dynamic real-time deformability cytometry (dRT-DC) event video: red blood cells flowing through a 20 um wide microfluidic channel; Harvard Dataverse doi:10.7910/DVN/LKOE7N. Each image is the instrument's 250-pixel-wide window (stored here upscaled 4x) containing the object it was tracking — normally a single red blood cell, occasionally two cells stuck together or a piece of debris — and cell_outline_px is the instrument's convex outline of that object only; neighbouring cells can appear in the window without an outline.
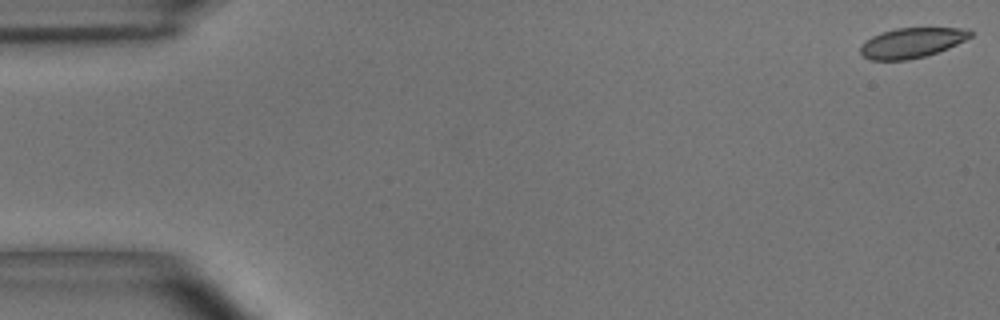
{"species": "common noctule bat (a hibernating species)", "species_latin": "Nyctalus noctula", "temperature_condition": "room temperature", "stored_images_in_passage": 41, "camera_frame_rate_fps": 3000, "um_per_image_px": 0.085, "animal": {"sex": "male", "body_mass_g": 15.6}, "frame": {"image": 1, "passage_image": 1, "time_ms": 0.0, "image_size_px": [1000, 320], "cell_outline_px": [[972, 36], [948, 48], [924, 56], [908, 60], [868, 60], [860, 52], [860, 44], [872, 36], [880, 32], [896, 28], [968, 28], [972, 32]], "centroid_in_image_um": [77.46, 3.63], "position_along_channel_um": 7.5, "area_um2": 19.25}}
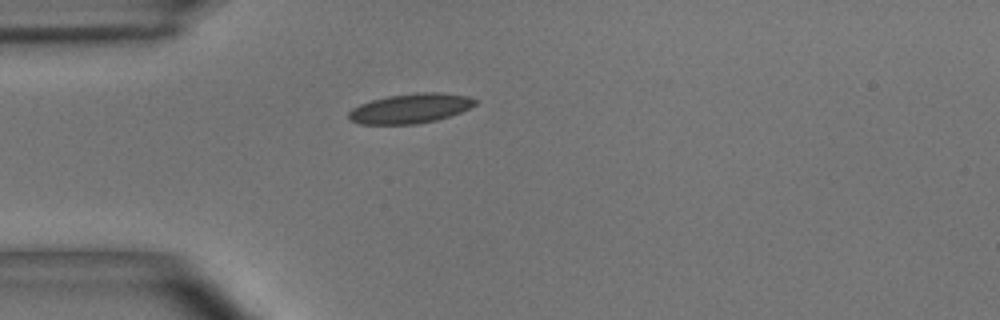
{"frame": {"image": 2, "passage_image": 15, "time_ms": 4.667, "image_size_px": [1000, 320], "cell_outline_px": [[480, 100], [476, 104], [460, 112], [436, 120], [416, 124], [360, 124], [348, 120], [348, 112], [352, 108], [360, 104], [372, 100], [388, 96], [416, 92], [440, 92], [468, 96]], "centroid_in_image_um": [34.87, 9.21], "position_along_channel_um": 50.1, "area_um2": 21.96}}
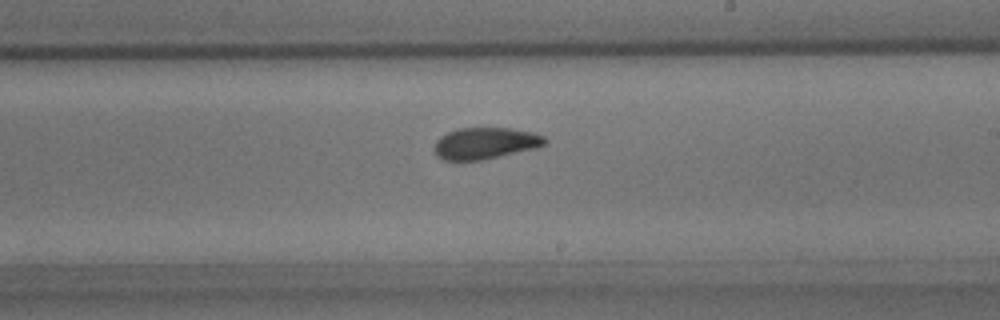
{"frame": {"image": 3, "passage_image": 32, "time_ms": 10.333, "image_size_px": [1000, 320], "cell_outline_px": [[548, 140], [544, 144], [536, 148], [480, 160], [444, 160], [436, 156], [436, 140], [440, 136], [456, 128], [512, 128], [532, 132], [544, 136]], "centroid_in_image_um": [41.25, 12.16], "position_along_channel_um": 247.7, "area_um2": 20.17}}